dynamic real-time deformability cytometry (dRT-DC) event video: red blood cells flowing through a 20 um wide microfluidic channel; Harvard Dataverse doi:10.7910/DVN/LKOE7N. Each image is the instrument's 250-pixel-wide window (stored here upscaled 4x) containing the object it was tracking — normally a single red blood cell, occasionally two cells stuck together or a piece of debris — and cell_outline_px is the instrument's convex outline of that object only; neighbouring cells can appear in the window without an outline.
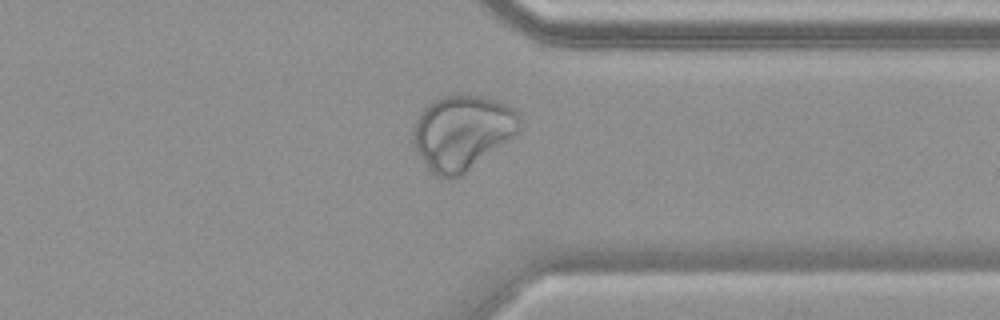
{"species": "common noctule bat (a hibernating species)", "species_latin": "Nyctalus noctula", "temperature_condition": "warm", "stored_images_in_passage": 44, "camera_frame_rate_fps": 3000, "um_per_image_px": 0.085, "animal": {"sex": "female", "body_mass_g": 19.9}, "frame": {"image": 1, "passage_image": 32, "time_ms": 10.333, "image_size_px": [1000, 320], "cell_outline_px": [[520, 128], [512, 136], [464, 176], [436, 176], [424, 164], [412, 140], [412, 128], [416, 120], [424, 108], [428, 104], [444, 96], [460, 92], [480, 96], [504, 104], [512, 108], [520, 116]], "centroid_in_image_um": [39.26, 11.24], "position_along_channel_um": 372.1, "area_um2": 46.07}}